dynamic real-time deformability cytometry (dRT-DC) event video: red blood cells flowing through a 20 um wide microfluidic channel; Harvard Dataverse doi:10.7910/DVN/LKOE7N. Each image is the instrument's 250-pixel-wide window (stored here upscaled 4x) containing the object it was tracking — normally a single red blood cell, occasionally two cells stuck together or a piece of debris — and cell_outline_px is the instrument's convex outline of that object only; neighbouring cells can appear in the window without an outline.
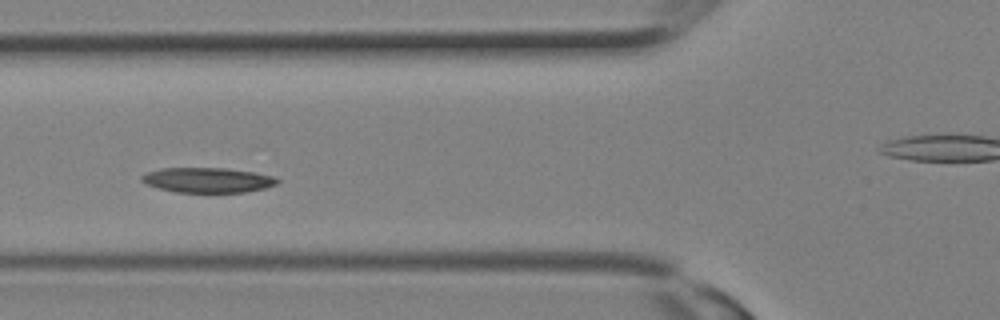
{"species": "Egyptian fruit bat (a non-hibernating species)", "species_latin": "Rousettus aegyptiacus", "temperature_condition": "room temperature", "stored_images_in_passage": 8, "camera_frame_rate_fps": 3000, "um_per_image_px": 0.085, "animal": {"sex": "female"}, "frame": {"image": 1, "passage_image": 5, "time_ms": 1.333, "image_size_px": [1000, 320], "cell_outline_px": [[280, 180], [276, 184], [264, 188], [244, 192], [176, 192], [160, 188], [148, 184], [140, 180], [140, 176], [148, 172], [160, 168], [224, 168], [256, 172], [276, 176]], "centroid_in_image_um": [17.68, 15.29], "position_along_channel_um": 108.1, "area_um2": 19.71}}
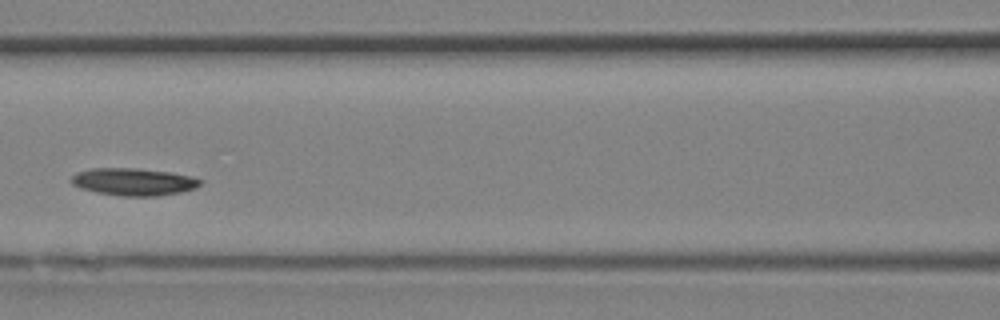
{"frame": {"image": 2, "passage_image": 7, "time_ms": 2.0, "image_size_px": [1000, 320], "cell_outline_px": [[204, 180], [196, 188], [180, 192], [156, 196], [124, 196], [96, 192], [80, 188], [72, 184], [68, 180], [76, 172], [92, 168], [136, 168], [172, 172]], "centroid_in_image_um": [11.33, 15.44], "position_along_channel_um": 155.3, "area_um2": 20.63}}